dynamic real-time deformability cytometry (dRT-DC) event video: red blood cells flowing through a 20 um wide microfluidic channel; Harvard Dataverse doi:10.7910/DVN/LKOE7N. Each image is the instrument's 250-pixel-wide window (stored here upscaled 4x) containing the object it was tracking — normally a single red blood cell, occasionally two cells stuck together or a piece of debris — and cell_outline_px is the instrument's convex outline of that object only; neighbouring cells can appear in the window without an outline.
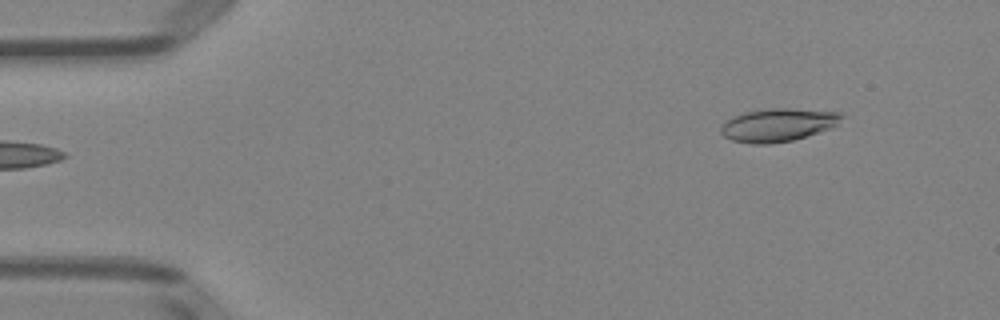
{"species": "Egyptian fruit bat (a non-hibernating species)", "species_latin": "Rousettus aegyptiacus", "temperature_condition": "room temperature", "stored_images_in_passage": 5, "segment_of_instrument_passage": [2, 2], "camera_frame_rate_fps": 3000, "um_per_image_px": 0.085, "animal": {"sex": "female"}, "frame": {"image": 1, "passage_image": 5, "time_ms": 5.667, "image_size_px": [1000, 320], "cell_outline_px": [[848, 116], [832, 128], [792, 140], [768, 144], [752, 144], [732, 140], [724, 136], [720, 132], [720, 128], [732, 116], [744, 112], [768, 108], [792, 108], [840, 112]], "centroid_in_image_um": [66.18, 10.6], "position_along_channel_um": 18.8, "area_um2": 23.47}}